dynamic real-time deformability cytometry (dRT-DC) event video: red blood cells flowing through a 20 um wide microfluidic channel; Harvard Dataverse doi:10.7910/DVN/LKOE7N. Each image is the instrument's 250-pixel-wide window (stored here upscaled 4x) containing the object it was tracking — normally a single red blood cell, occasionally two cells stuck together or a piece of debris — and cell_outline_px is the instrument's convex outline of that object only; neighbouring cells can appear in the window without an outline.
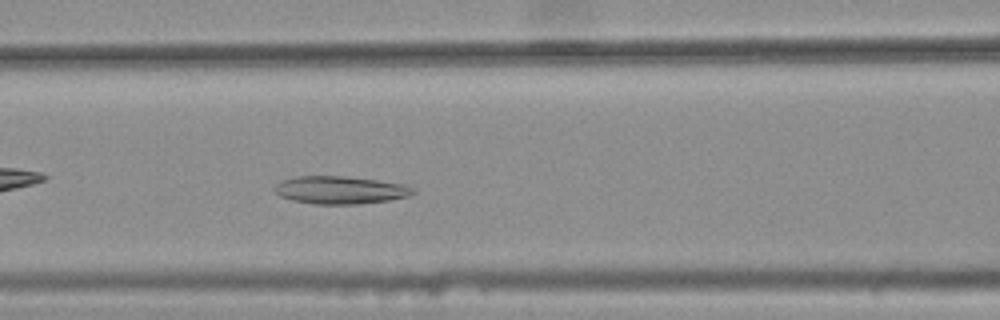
{"species": "common noctule bat (a hibernating species)", "species_latin": "Nyctalus noctula", "temperature_condition": "warm", "stored_images_in_passage": 37, "camera_frame_rate_fps": 3000, "um_per_image_px": 0.085, "animal": {"sex": "female", "body_mass_g": 25.1}, "frame": {"image": 1, "passage_image": 15, "time_ms": 4.667, "image_size_px": [1000, 320], "cell_outline_px": [[416, 192], [408, 196], [388, 200], [356, 204], [312, 204], [292, 200], [280, 196], [276, 192], [276, 184], [284, 180], [296, 176], [344, 176], [376, 180], [404, 184], [412, 188]], "centroid_in_image_um": [28.92, 16.15], "position_along_channel_um": 137.7, "area_um2": 22.14}}
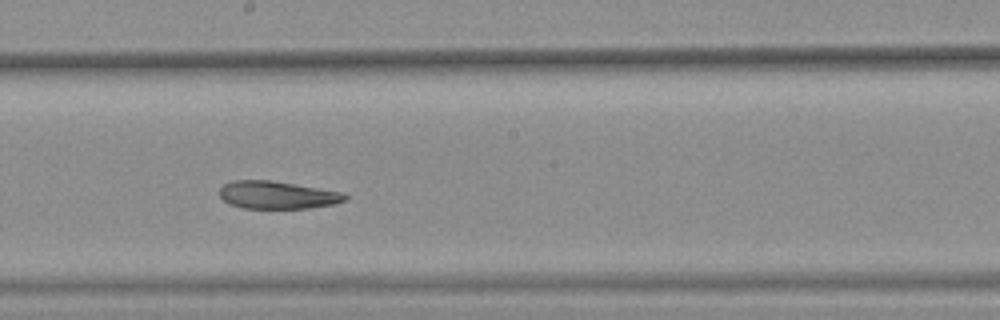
{"frame": {"image": 2, "passage_image": 22, "time_ms": 7.0, "image_size_px": [1000, 320], "cell_outline_px": [[348, 196], [344, 200], [332, 204], [308, 208], [244, 208], [228, 204], [220, 196], [220, 188], [224, 184], [232, 180], [268, 180], [344, 192]], "centroid_in_image_um": [23.54, 16.57], "position_along_channel_um": 224.7, "area_um2": 20.06}}
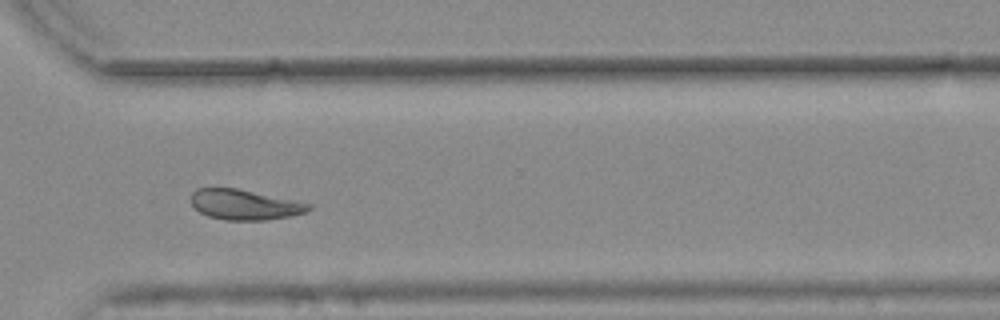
{"frame": {"image": 3, "passage_image": 32, "time_ms": 10.333, "image_size_px": [1000, 320], "cell_outline_px": [[312, 208], [304, 212], [292, 216], [268, 220], [224, 220], [208, 216], [200, 212], [192, 204], [192, 192], [196, 188], [236, 188], [312, 204]], "centroid_in_image_um": [20.79, 17.4], "position_along_channel_um": 349.8, "area_um2": 20.58}, "authors_computed_cell_mechanics": {"area_um2": 22.1374, "velocity_mm_per_s": 3.739, "shape_relaxation_time_tau1_ms": null, "shape_relaxation_time_tau2_ms": 6.6075, "deformation_change_tau1": null, "deformation_change_tau2": 0.1348}}